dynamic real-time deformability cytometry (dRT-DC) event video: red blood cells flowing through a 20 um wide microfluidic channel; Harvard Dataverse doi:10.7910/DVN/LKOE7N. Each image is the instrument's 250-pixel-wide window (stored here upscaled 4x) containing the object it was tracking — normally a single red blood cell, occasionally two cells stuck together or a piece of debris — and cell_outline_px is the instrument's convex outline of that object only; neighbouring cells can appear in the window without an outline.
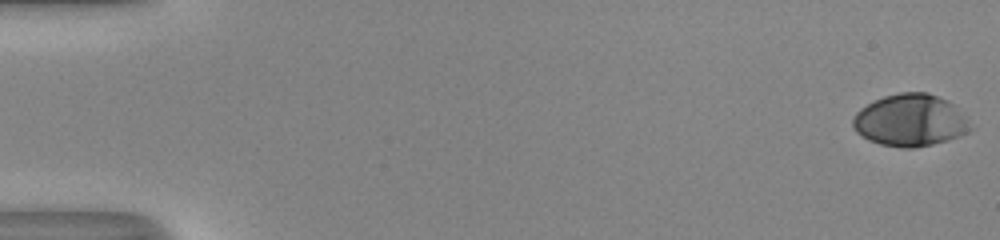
{"species": "human", "species_latin": "Homo sapiens", "temperature_condition": "room temperature", "stored_images_in_passage": 53, "camera_frame_rate_fps": 3000, "um_per_image_px": 0.085, "donor": {"sex": "male"}, "frame": {"image": 1, "passage_image": 1, "time_ms": 0.0, "image_size_px": [1000, 240], "cell_outline_px": [[972, 128], [968, 132], [960, 136], [948, 140], [932, 144], [912, 148], [904, 148], [880, 144], [868, 140], [856, 132], [852, 124], [852, 120], [856, 112], [860, 108], [884, 96], [900, 92], [928, 92], [952, 104], [968, 120]], "centroid_in_image_um": [77.35, 10.24], "position_along_channel_um": 7.7, "area_um2": 35.43}}
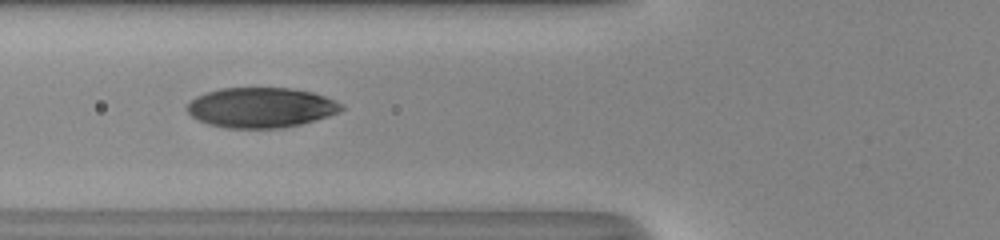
{"frame": {"image": 2, "passage_image": 22, "time_ms": 7.0, "image_size_px": [1000, 240], "cell_outline_px": [[344, 108], [340, 112], [316, 120], [300, 124], [280, 128], [228, 128], [208, 124], [192, 116], [188, 112], [188, 104], [196, 96], [220, 88], [292, 88], [312, 92], [336, 100], [344, 104]], "centroid_in_image_um": [22.23, 9.14], "position_along_channel_um": 103.6, "area_um2": 36.01}}
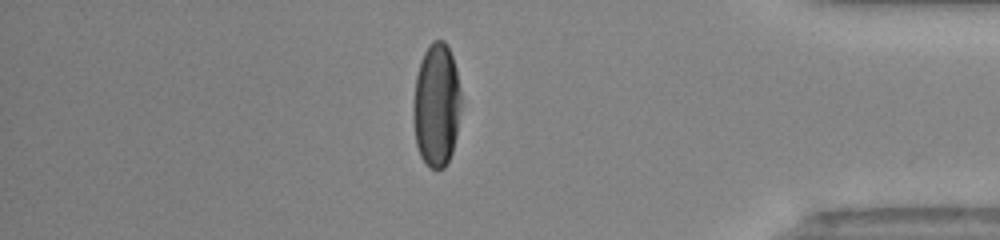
{"frame": {"image": 3, "passage_image": 46, "time_ms": 15.0, "image_size_px": [1000, 240], "cell_outline_px": [[460, 108], [456, 136], [452, 152], [444, 168], [428, 168], [420, 156], [416, 144], [412, 116], [412, 108], [416, 76], [420, 60], [428, 44], [432, 40], [444, 40], [452, 56], [456, 68], [460, 92]], "centroid_in_image_um": [37.07, 8.93], "position_along_channel_um": 398.1, "area_um2": 34.62}, "authors_computed_cell_mechanics": {"area_um2": 35.8938, "velocity_mm_per_s": 4.0615, "shape_relaxation_time_tau1_ms": 4.5088, "shape_relaxation_time_tau2_ms": 0.7576, "deformation_change_tau1": 0.2101, "deformation_change_tau2": 0.0467}}